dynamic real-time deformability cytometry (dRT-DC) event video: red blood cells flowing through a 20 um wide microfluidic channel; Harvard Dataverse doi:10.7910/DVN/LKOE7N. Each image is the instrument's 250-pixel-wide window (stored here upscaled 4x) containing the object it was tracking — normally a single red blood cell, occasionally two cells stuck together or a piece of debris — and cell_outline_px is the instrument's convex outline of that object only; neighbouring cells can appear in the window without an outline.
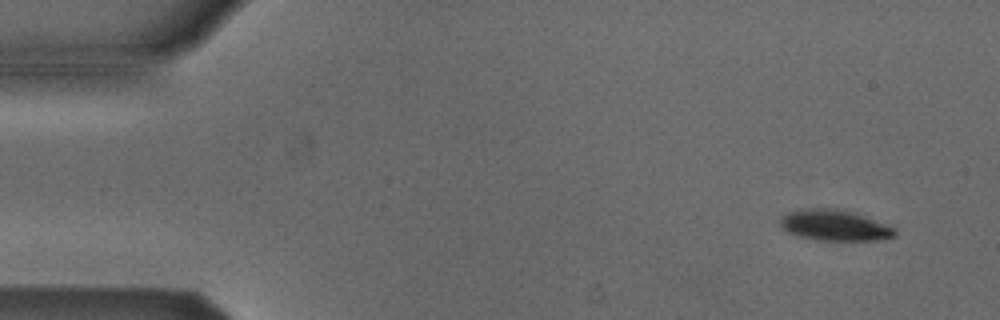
{"species": "Egyptian fruit bat (a non-hibernating species)", "species_latin": "Rousettus aegyptiacus", "temperature_condition": "cold", "stored_images_in_passage": 4, "camera_frame_rate_fps": 3000, "um_per_image_px": 0.085, "animal": {"sex": "male"}, "frame": {"image": 1, "passage_image": 1, "time_ms": 0.0, "image_size_px": [1000, 320], "cell_outline_px": [[896, 236], [876, 240], [816, 240], [800, 236], [788, 232], [780, 224], [780, 220], [788, 212], [800, 208], [836, 208], [856, 212], [892, 228], [896, 232]], "centroid_in_image_um": [70.91, 19.13], "position_along_channel_um": 14.1, "area_um2": 20.4}}